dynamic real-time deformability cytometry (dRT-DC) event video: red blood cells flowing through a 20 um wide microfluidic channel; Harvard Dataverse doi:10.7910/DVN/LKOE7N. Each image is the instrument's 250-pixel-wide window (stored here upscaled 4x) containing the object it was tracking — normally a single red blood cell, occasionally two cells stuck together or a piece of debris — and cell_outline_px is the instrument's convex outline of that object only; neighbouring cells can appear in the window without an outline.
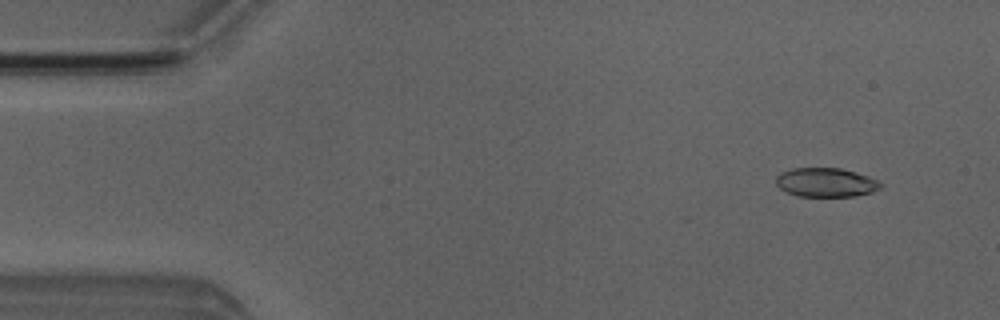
{"species": "Egyptian fruit bat (a non-hibernating species)", "species_latin": "Rousettus aegyptiacus", "temperature_condition": "room temperature", "stored_images_in_passage": 4, "camera_frame_rate_fps": 3000, "um_per_image_px": 0.085, "animal": {"sex": "male"}, "frame": {"image": 1, "passage_image": 2, "time_ms": 1.0, "image_size_px": [1000, 320], "cell_outline_px": [[880, 188], [872, 192], [856, 196], [796, 196], [784, 192], [776, 184], [776, 176], [780, 172], [792, 168], [840, 168], [856, 172], [868, 176], [876, 180], [880, 184]], "centroid_in_image_um": [70.14, 15.5], "position_along_channel_um": 14.9, "area_um2": 17.74}}
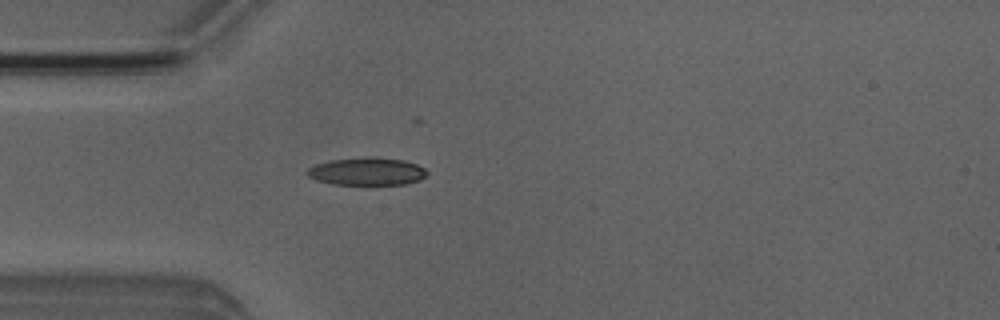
{"frame": {"image": 2, "passage_image": 4, "time_ms": 4.333, "image_size_px": [1000, 320], "cell_outline_px": [[428, 172], [420, 180], [404, 184], [332, 184], [316, 180], [308, 176], [304, 172], [308, 168], [316, 164], [328, 160], [364, 156], [376, 156], [404, 160], [416, 164], [424, 168]], "centroid_in_image_um": [31.15, 14.55], "position_along_channel_um": 53.8, "area_um2": 19.59}}